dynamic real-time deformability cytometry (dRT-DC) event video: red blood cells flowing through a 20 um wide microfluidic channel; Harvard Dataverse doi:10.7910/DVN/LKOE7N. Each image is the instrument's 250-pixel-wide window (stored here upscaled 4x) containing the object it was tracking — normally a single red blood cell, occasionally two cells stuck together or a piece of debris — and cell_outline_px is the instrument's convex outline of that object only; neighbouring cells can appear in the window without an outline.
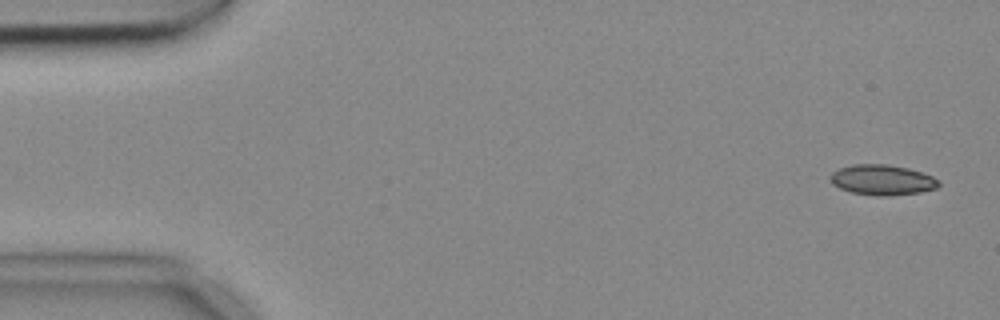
{"species": "common noctule bat (a hibernating species)", "species_latin": "Nyctalus noctula", "temperature_condition": "cold", "stored_images_in_passage": 4, "camera_frame_rate_fps": 3000, "um_per_image_px": 0.085, "animal": {"sex": "female", "body_mass_g": 18.4}, "frame": {"image": 1, "passage_image": 1, "time_ms": 0.0, "image_size_px": [1000, 320], "cell_outline_px": [[940, 184], [936, 188], [920, 192], [884, 196], [876, 196], [852, 192], [840, 188], [832, 184], [832, 172], [840, 168], [852, 164], [888, 164], [908, 168], [932, 176], [940, 180]], "centroid_in_image_um": [75.01, 15.29], "position_along_channel_um": 10.0, "area_um2": 19.02}}
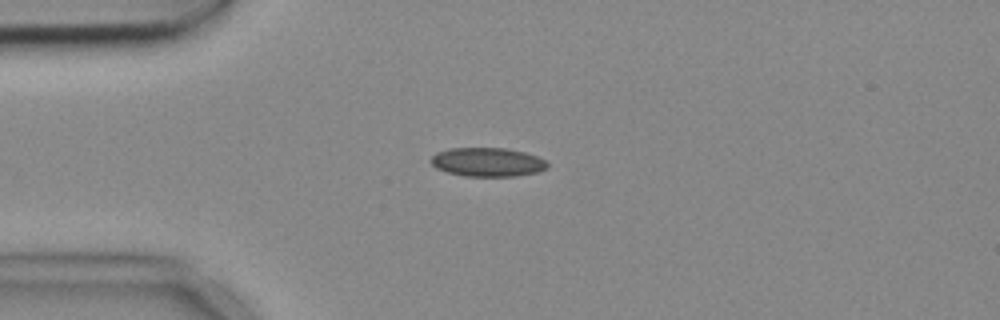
{"frame": {"image": 2, "passage_image": 4, "time_ms": 1.0, "image_size_px": [1000, 320], "cell_outline_px": [[548, 168], [536, 172], [516, 176], [464, 176], [448, 172], [436, 168], [428, 160], [436, 152], [448, 148], [508, 148], [524, 152], [536, 156], [544, 160], [548, 164]], "centroid_in_image_um": [41.4, 13.77], "position_along_channel_um": 43.6, "area_um2": 19.65}}